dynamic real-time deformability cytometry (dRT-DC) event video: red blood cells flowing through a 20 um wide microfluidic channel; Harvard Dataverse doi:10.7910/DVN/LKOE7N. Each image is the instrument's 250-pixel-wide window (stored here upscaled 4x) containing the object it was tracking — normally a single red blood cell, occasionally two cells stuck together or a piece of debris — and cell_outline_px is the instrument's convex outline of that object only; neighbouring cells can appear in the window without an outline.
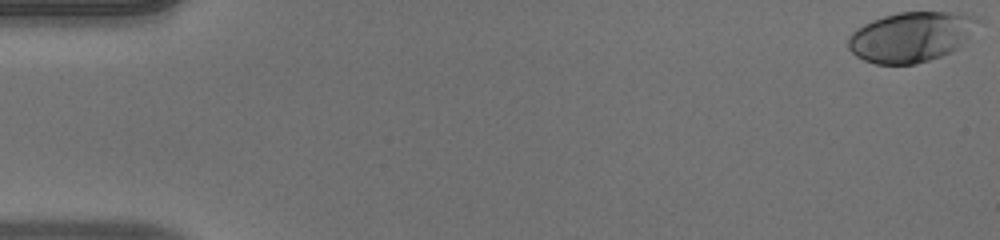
{"species": "human", "species_latin": "Homo sapiens", "temperature_condition": "warm", "stored_images_in_passage": 53, "camera_frame_rate_fps": 3000, "um_per_image_px": 0.085, "donor": {"sex": "male"}, "frame": {"image": 1, "passage_image": 1, "time_ms": 0.0, "image_size_px": [1000, 240], "cell_outline_px": [[980, 20], [968, 36], [956, 48], [940, 56], [916, 64], [876, 64], [864, 60], [856, 56], [848, 48], [848, 40], [852, 32], [864, 24], [872, 20], [884, 16], [900, 12], [964, 12], [976, 16]], "centroid_in_image_um": [77.42, 3.12], "position_along_channel_um": 7.6, "area_um2": 37.51}}
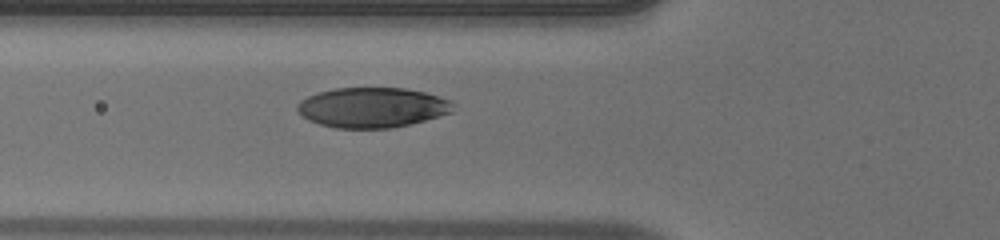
{"frame": {"image": 2, "passage_image": 20, "time_ms": 6.333, "image_size_px": [1000, 240], "cell_outline_px": [[452, 112], [424, 120], [392, 128], [336, 128], [320, 124], [308, 120], [296, 108], [296, 104], [300, 100], [308, 96], [332, 88], [404, 88], [424, 92], [452, 100]], "centroid_in_image_um": [31.62, 9.13], "position_along_channel_um": 94.2, "area_um2": 36.18}}
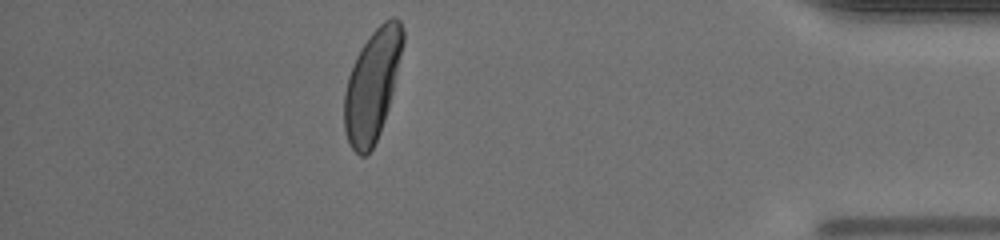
{"frame": {"image": 3, "passage_image": 47, "time_ms": 15.333, "image_size_px": [1000, 240], "cell_outline_px": [[404, 40], [392, 92], [388, 108], [380, 132], [372, 148], [364, 156], [360, 156], [348, 144], [344, 132], [344, 92], [348, 76], [356, 56], [360, 48], [372, 32], [384, 20], [392, 16], [396, 16], [400, 20], [404, 28]], "centroid_in_image_um": [31.63, 7.22], "position_along_channel_um": 403.6, "area_um2": 37.74}, "authors_computed_cell_mechanics": {"area_um2": 37.4544, "velocity_mm_per_s": 3.9149, "shape_relaxation_time_tau1_ms": 2.2155, "shape_relaxation_time_tau2_ms": null, "deformation_change_tau1": 0.1528, "deformation_change_tau2": null}}